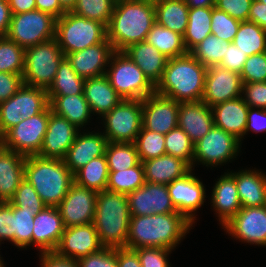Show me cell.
<instances>
[{"mask_svg": "<svg viewBox=\"0 0 266 267\" xmlns=\"http://www.w3.org/2000/svg\"><path fill=\"white\" fill-rule=\"evenodd\" d=\"M26 157L3 146L0 148V200L9 202L24 180Z\"/></svg>", "mask_w": 266, "mask_h": 267, "instance_id": "cell-27", "label": "cell"}, {"mask_svg": "<svg viewBox=\"0 0 266 267\" xmlns=\"http://www.w3.org/2000/svg\"><path fill=\"white\" fill-rule=\"evenodd\" d=\"M105 156L109 171L126 170L141 162L135 143L108 142Z\"/></svg>", "mask_w": 266, "mask_h": 267, "instance_id": "cell-40", "label": "cell"}, {"mask_svg": "<svg viewBox=\"0 0 266 267\" xmlns=\"http://www.w3.org/2000/svg\"><path fill=\"white\" fill-rule=\"evenodd\" d=\"M123 52L143 71L149 82L156 87L163 76L168 58L146 41L131 44Z\"/></svg>", "mask_w": 266, "mask_h": 267, "instance_id": "cell-26", "label": "cell"}, {"mask_svg": "<svg viewBox=\"0 0 266 267\" xmlns=\"http://www.w3.org/2000/svg\"><path fill=\"white\" fill-rule=\"evenodd\" d=\"M61 7L66 11V12H71L75 5L77 0H58Z\"/></svg>", "mask_w": 266, "mask_h": 267, "instance_id": "cell-67", "label": "cell"}, {"mask_svg": "<svg viewBox=\"0 0 266 267\" xmlns=\"http://www.w3.org/2000/svg\"><path fill=\"white\" fill-rule=\"evenodd\" d=\"M64 57L55 38L26 48L24 84L48 90Z\"/></svg>", "mask_w": 266, "mask_h": 267, "instance_id": "cell-8", "label": "cell"}, {"mask_svg": "<svg viewBox=\"0 0 266 267\" xmlns=\"http://www.w3.org/2000/svg\"><path fill=\"white\" fill-rule=\"evenodd\" d=\"M79 267H118L116 249L103 248L77 260Z\"/></svg>", "mask_w": 266, "mask_h": 267, "instance_id": "cell-53", "label": "cell"}, {"mask_svg": "<svg viewBox=\"0 0 266 267\" xmlns=\"http://www.w3.org/2000/svg\"><path fill=\"white\" fill-rule=\"evenodd\" d=\"M49 106L41 113L22 120L2 136V146L26 156L38 155L47 131Z\"/></svg>", "mask_w": 266, "mask_h": 267, "instance_id": "cell-11", "label": "cell"}, {"mask_svg": "<svg viewBox=\"0 0 266 267\" xmlns=\"http://www.w3.org/2000/svg\"><path fill=\"white\" fill-rule=\"evenodd\" d=\"M145 182L168 185L187 175L191 166L180 158L164 154L143 161Z\"/></svg>", "mask_w": 266, "mask_h": 267, "instance_id": "cell-28", "label": "cell"}, {"mask_svg": "<svg viewBox=\"0 0 266 267\" xmlns=\"http://www.w3.org/2000/svg\"><path fill=\"white\" fill-rule=\"evenodd\" d=\"M248 55L243 53L240 48L234 45L233 42L229 43L228 49L223 57L221 67L227 68L230 71L241 73L247 60Z\"/></svg>", "mask_w": 266, "mask_h": 267, "instance_id": "cell-57", "label": "cell"}, {"mask_svg": "<svg viewBox=\"0 0 266 267\" xmlns=\"http://www.w3.org/2000/svg\"><path fill=\"white\" fill-rule=\"evenodd\" d=\"M41 267H79L77 260L59 256L56 252H42Z\"/></svg>", "mask_w": 266, "mask_h": 267, "instance_id": "cell-60", "label": "cell"}, {"mask_svg": "<svg viewBox=\"0 0 266 267\" xmlns=\"http://www.w3.org/2000/svg\"><path fill=\"white\" fill-rule=\"evenodd\" d=\"M56 18L37 9L12 14L6 37L23 48L55 38Z\"/></svg>", "mask_w": 266, "mask_h": 267, "instance_id": "cell-9", "label": "cell"}, {"mask_svg": "<svg viewBox=\"0 0 266 267\" xmlns=\"http://www.w3.org/2000/svg\"><path fill=\"white\" fill-rule=\"evenodd\" d=\"M145 41L153 45L168 59L187 53L183 43V36L159 25L157 22L149 31Z\"/></svg>", "mask_w": 266, "mask_h": 267, "instance_id": "cell-36", "label": "cell"}, {"mask_svg": "<svg viewBox=\"0 0 266 267\" xmlns=\"http://www.w3.org/2000/svg\"><path fill=\"white\" fill-rule=\"evenodd\" d=\"M14 214V244L18 248L32 245L34 217L32 212L23 211L13 206Z\"/></svg>", "mask_w": 266, "mask_h": 267, "instance_id": "cell-48", "label": "cell"}, {"mask_svg": "<svg viewBox=\"0 0 266 267\" xmlns=\"http://www.w3.org/2000/svg\"><path fill=\"white\" fill-rule=\"evenodd\" d=\"M233 43L248 56L266 52V30L256 23L243 21L239 25Z\"/></svg>", "mask_w": 266, "mask_h": 267, "instance_id": "cell-39", "label": "cell"}, {"mask_svg": "<svg viewBox=\"0 0 266 267\" xmlns=\"http://www.w3.org/2000/svg\"><path fill=\"white\" fill-rule=\"evenodd\" d=\"M237 185L242 207L266 206V175L258 170L230 173Z\"/></svg>", "mask_w": 266, "mask_h": 267, "instance_id": "cell-31", "label": "cell"}, {"mask_svg": "<svg viewBox=\"0 0 266 267\" xmlns=\"http://www.w3.org/2000/svg\"><path fill=\"white\" fill-rule=\"evenodd\" d=\"M179 103L152 94L142 100V128L166 135L178 126Z\"/></svg>", "mask_w": 266, "mask_h": 267, "instance_id": "cell-17", "label": "cell"}, {"mask_svg": "<svg viewBox=\"0 0 266 267\" xmlns=\"http://www.w3.org/2000/svg\"><path fill=\"white\" fill-rule=\"evenodd\" d=\"M2 240L14 243V214L9 202L0 204V241Z\"/></svg>", "mask_w": 266, "mask_h": 267, "instance_id": "cell-56", "label": "cell"}, {"mask_svg": "<svg viewBox=\"0 0 266 267\" xmlns=\"http://www.w3.org/2000/svg\"><path fill=\"white\" fill-rule=\"evenodd\" d=\"M25 48L6 36H0V72L23 76Z\"/></svg>", "mask_w": 266, "mask_h": 267, "instance_id": "cell-43", "label": "cell"}, {"mask_svg": "<svg viewBox=\"0 0 266 267\" xmlns=\"http://www.w3.org/2000/svg\"><path fill=\"white\" fill-rule=\"evenodd\" d=\"M118 267H142L137 251L128 247L116 248Z\"/></svg>", "mask_w": 266, "mask_h": 267, "instance_id": "cell-61", "label": "cell"}, {"mask_svg": "<svg viewBox=\"0 0 266 267\" xmlns=\"http://www.w3.org/2000/svg\"><path fill=\"white\" fill-rule=\"evenodd\" d=\"M35 2L37 10L48 13L56 19L66 13L58 0H35Z\"/></svg>", "mask_w": 266, "mask_h": 267, "instance_id": "cell-63", "label": "cell"}, {"mask_svg": "<svg viewBox=\"0 0 266 267\" xmlns=\"http://www.w3.org/2000/svg\"><path fill=\"white\" fill-rule=\"evenodd\" d=\"M223 228L242 242L266 246V206L241 207Z\"/></svg>", "mask_w": 266, "mask_h": 267, "instance_id": "cell-16", "label": "cell"}, {"mask_svg": "<svg viewBox=\"0 0 266 267\" xmlns=\"http://www.w3.org/2000/svg\"><path fill=\"white\" fill-rule=\"evenodd\" d=\"M9 203L23 209V211L32 212L34 215L46 207L36 190L26 179L20 183Z\"/></svg>", "mask_w": 266, "mask_h": 267, "instance_id": "cell-47", "label": "cell"}, {"mask_svg": "<svg viewBox=\"0 0 266 267\" xmlns=\"http://www.w3.org/2000/svg\"><path fill=\"white\" fill-rule=\"evenodd\" d=\"M83 94L91 112L101 115L110 112L123 98L115 91L106 75L86 79Z\"/></svg>", "mask_w": 266, "mask_h": 267, "instance_id": "cell-30", "label": "cell"}, {"mask_svg": "<svg viewBox=\"0 0 266 267\" xmlns=\"http://www.w3.org/2000/svg\"><path fill=\"white\" fill-rule=\"evenodd\" d=\"M102 118L108 142L135 143L142 129V100L123 99Z\"/></svg>", "mask_w": 266, "mask_h": 267, "instance_id": "cell-10", "label": "cell"}, {"mask_svg": "<svg viewBox=\"0 0 266 267\" xmlns=\"http://www.w3.org/2000/svg\"><path fill=\"white\" fill-rule=\"evenodd\" d=\"M242 79L237 72L215 65L207 67L202 101L208 106L242 96Z\"/></svg>", "mask_w": 266, "mask_h": 267, "instance_id": "cell-14", "label": "cell"}, {"mask_svg": "<svg viewBox=\"0 0 266 267\" xmlns=\"http://www.w3.org/2000/svg\"><path fill=\"white\" fill-rule=\"evenodd\" d=\"M190 223L178 212L131 216L125 247L139 249L159 247L173 250L191 229Z\"/></svg>", "mask_w": 266, "mask_h": 267, "instance_id": "cell-1", "label": "cell"}, {"mask_svg": "<svg viewBox=\"0 0 266 267\" xmlns=\"http://www.w3.org/2000/svg\"><path fill=\"white\" fill-rule=\"evenodd\" d=\"M230 42L215 35H208L190 53L205 67L219 65L225 56Z\"/></svg>", "mask_w": 266, "mask_h": 267, "instance_id": "cell-42", "label": "cell"}, {"mask_svg": "<svg viewBox=\"0 0 266 267\" xmlns=\"http://www.w3.org/2000/svg\"><path fill=\"white\" fill-rule=\"evenodd\" d=\"M212 190V205L219 214L222 227L241 209L235 178L228 172L222 175Z\"/></svg>", "mask_w": 266, "mask_h": 267, "instance_id": "cell-29", "label": "cell"}, {"mask_svg": "<svg viewBox=\"0 0 266 267\" xmlns=\"http://www.w3.org/2000/svg\"><path fill=\"white\" fill-rule=\"evenodd\" d=\"M252 2L253 0H215V7L243 22L248 21Z\"/></svg>", "mask_w": 266, "mask_h": 267, "instance_id": "cell-54", "label": "cell"}, {"mask_svg": "<svg viewBox=\"0 0 266 267\" xmlns=\"http://www.w3.org/2000/svg\"><path fill=\"white\" fill-rule=\"evenodd\" d=\"M131 216H147L177 212L167 185L145 182L135 191L127 194Z\"/></svg>", "mask_w": 266, "mask_h": 267, "instance_id": "cell-15", "label": "cell"}, {"mask_svg": "<svg viewBox=\"0 0 266 267\" xmlns=\"http://www.w3.org/2000/svg\"><path fill=\"white\" fill-rule=\"evenodd\" d=\"M239 146H241L240 140L233 134L213 126L194 144L193 165L197 161L213 167L226 163L237 156Z\"/></svg>", "mask_w": 266, "mask_h": 267, "instance_id": "cell-12", "label": "cell"}, {"mask_svg": "<svg viewBox=\"0 0 266 267\" xmlns=\"http://www.w3.org/2000/svg\"><path fill=\"white\" fill-rule=\"evenodd\" d=\"M108 66L105 75L123 99L143 100L155 93L143 71L123 51H115Z\"/></svg>", "mask_w": 266, "mask_h": 267, "instance_id": "cell-7", "label": "cell"}, {"mask_svg": "<svg viewBox=\"0 0 266 267\" xmlns=\"http://www.w3.org/2000/svg\"><path fill=\"white\" fill-rule=\"evenodd\" d=\"M146 3L152 4V5H156L159 4L161 2H165L166 0H144Z\"/></svg>", "mask_w": 266, "mask_h": 267, "instance_id": "cell-68", "label": "cell"}, {"mask_svg": "<svg viewBox=\"0 0 266 267\" xmlns=\"http://www.w3.org/2000/svg\"><path fill=\"white\" fill-rule=\"evenodd\" d=\"M33 223L32 245L41 253L55 252L65 229L58 208L46 206L35 215Z\"/></svg>", "mask_w": 266, "mask_h": 267, "instance_id": "cell-22", "label": "cell"}, {"mask_svg": "<svg viewBox=\"0 0 266 267\" xmlns=\"http://www.w3.org/2000/svg\"><path fill=\"white\" fill-rule=\"evenodd\" d=\"M156 23L155 6L144 0H117L107 26V39L115 51L142 42Z\"/></svg>", "mask_w": 266, "mask_h": 267, "instance_id": "cell-2", "label": "cell"}, {"mask_svg": "<svg viewBox=\"0 0 266 267\" xmlns=\"http://www.w3.org/2000/svg\"><path fill=\"white\" fill-rule=\"evenodd\" d=\"M11 13L19 14L36 9L35 0H7Z\"/></svg>", "mask_w": 266, "mask_h": 267, "instance_id": "cell-65", "label": "cell"}, {"mask_svg": "<svg viewBox=\"0 0 266 267\" xmlns=\"http://www.w3.org/2000/svg\"><path fill=\"white\" fill-rule=\"evenodd\" d=\"M79 129L66 118L52 112L49 105V121L38 156L63 160L75 141Z\"/></svg>", "mask_w": 266, "mask_h": 267, "instance_id": "cell-19", "label": "cell"}, {"mask_svg": "<svg viewBox=\"0 0 266 267\" xmlns=\"http://www.w3.org/2000/svg\"><path fill=\"white\" fill-rule=\"evenodd\" d=\"M240 75L242 83L266 82V52L248 56Z\"/></svg>", "mask_w": 266, "mask_h": 267, "instance_id": "cell-50", "label": "cell"}, {"mask_svg": "<svg viewBox=\"0 0 266 267\" xmlns=\"http://www.w3.org/2000/svg\"><path fill=\"white\" fill-rule=\"evenodd\" d=\"M241 21L229 16L226 12L212 7L211 34L227 42H233Z\"/></svg>", "mask_w": 266, "mask_h": 267, "instance_id": "cell-49", "label": "cell"}, {"mask_svg": "<svg viewBox=\"0 0 266 267\" xmlns=\"http://www.w3.org/2000/svg\"><path fill=\"white\" fill-rule=\"evenodd\" d=\"M103 248L92 222L66 227L55 252L59 256L78 260Z\"/></svg>", "mask_w": 266, "mask_h": 267, "instance_id": "cell-20", "label": "cell"}, {"mask_svg": "<svg viewBox=\"0 0 266 267\" xmlns=\"http://www.w3.org/2000/svg\"><path fill=\"white\" fill-rule=\"evenodd\" d=\"M23 84V76L19 74L0 72V102L12 97L23 86Z\"/></svg>", "mask_w": 266, "mask_h": 267, "instance_id": "cell-58", "label": "cell"}, {"mask_svg": "<svg viewBox=\"0 0 266 267\" xmlns=\"http://www.w3.org/2000/svg\"><path fill=\"white\" fill-rule=\"evenodd\" d=\"M24 179L49 207H57L74 183V175L63 160L38 155L26 156Z\"/></svg>", "mask_w": 266, "mask_h": 267, "instance_id": "cell-5", "label": "cell"}, {"mask_svg": "<svg viewBox=\"0 0 266 267\" xmlns=\"http://www.w3.org/2000/svg\"><path fill=\"white\" fill-rule=\"evenodd\" d=\"M115 52L108 39L81 51L66 54L73 70L84 80L106 74L110 58Z\"/></svg>", "mask_w": 266, "mask_h": 267, "instance_id": "cell-21", "label": "cell"}, {"mask_svg": "<svg viewBox=\"0 0 266 267\" xmlns=\"http://www.w3.org/2000/svg\"><path fill=\"white\" fill-rule=\"evenodd\" d=\"M48 106L49 99L46 89L23 84L15 93V110L22 120L43 112Z\"/></svg>", "mask_w": 266, "mask_h": 267, "instance_id": "cell-35", "label": "cell"}, {"mask_svg": "<svg viewBox=\"0 0 266 267\" xmlns=\"http://www.w3.org/2000/svg\"><path fill=\"white\" fill-rule=\"evenodd\" d=\"M97 193L75 182L71 185L68 193L57 206L65 228L94 221Z\"/></svg>", "mask_w": 266, "mask_h": 267, "instance_id": "cell-13", "label": "cell"}, {"mask_svg": "<svg viewBox=\"0 0 266 267\" xmlns=\"http://www.w3.org/2000/svg\"><path fill=\"white\" fill-rule=\"evenodd\" d=\"M166 154L180 158L193 168L194 143L179 126L165 135Z\"/></svg>", "mask_w": 266, "mask_h": 267, "instance_id": "cell-45", "label": "cell"}, {"mask_svg": "<svg viewBox=\"0 0 266 267\" xmlns=\"http://www.w3.org/2000/svg\"><path fill=\"white\" fill-rule=\"evenodd\" d=\"M178 126L195 144L214 126L211 107L202 100L179 103Z\"/></svg>", "mask_w": 266, "mask_h": 267, "instance_id": "cell-24", "label": "cell"}, {"mask_svg": "<svg viewBox=\"0 0 266 267\" xmlns=\"http://www.w3.org/2000/svg\"><path fill=\"white\" fill-rule=\"evenodd\" d=\"M1 258V257H0ZM3 261L0 259V267H5L4 264L2 263Z\"/></svg>", "mask_w": 266, "mask_h": 267, "instance_id": "cell-69", "label": "cell"}, {"mask_svg": "<svg viewBox=\"0 0 266 267\" xmlns=\"http://www.w3.org/2000/svg\"><path fill=\"white\" fill-rule=\"evenodd\" d=\"M55 39L66 55L104 42L107 39V26L66 12L56 20Z\"/></svg>", "mask_w": 266, "mask_h": 267, "instance_id": "cell-6", "label": "cell"}, {"mask_svg": "<svg viewBox=\"0 0 266 267\" xmlns=\"http://www.w3.org/2000/svg\"><path fill=\"white\" fill-rule=\"evenodd\" d=\"M117 0H77L74 14L108 26Z\"/></svg>", "mask_w": 266, "mask_h": 267, "instance_id": "cell-44", "label": "cell"}, {"mask_svg": "<svg viewBox=\"0 0 266 267\" xmlns=\"http://www.w3.org/2000/svg\"><path fill=\"white\" fill-rule=\"evenodd\" d=\"M142 267H170L167 255L171 252L167 248L147 247L135 249Z\"/></svg>", "mask_w": 266, "mask_h": 267, "instance_id": "cell-52", "label": "cell"}, {"mask_svg": "<svg viewBox=\"0 0 266 267\" xmlns=\"http://www.w3.org/2000/svg\"><path fill=\"white\" fill-rule=\"evenodd\" d=\"M135 145L141 162L166 154L165 135L145 128L137 135Z\"/></svg>", "mask_w": 266, "mask_h": 267, "instance_id": "cell-46", "label": "cell"}, {"mask_svg": "<svg viewBox=\"0 0 266 267\" xmlns=\"http://www.w3.org/2000/svg\"><path fill=\"white\" fill-rule=\"evenodd\" d=\"M156 22L184 35L188 25L189 7L184 0H166L155 5Z\"/></svg>", "mask_w": 266, "mask_h": 267, "instance_id": "cell-33", "label": "cell"}, {"mask_svg": "<svg viewBox=\"0 0 266 267\" xmlns=\"http://www.w3.org/2000/svg\"><path fill=\"white\" fill-rule=\"evenodd\" d=\"M248 108L242 97L214 105L211 107L214 126L233 134L241 142L245 135Z\"/></svg>", "mask_w": 266, "mask_h": 267, "instance_id": "cell-25", "label": "cell"}, {"mask_svg": "<svg viewBox=\"0 0 266 267\" xmlns=\"http://www.w3.org/2000/svg\"><path fill=\"white\" fill-rule=\"evenodd\" d=\"M258 1L261 2V3L266 4V0H258Z\"/></svg>", "mask_w": 266, "mask_h": 267, "instance_id": "cell-71", "label": "cell"}, {"mask_svg": "<svg viewBox=\"0 0 266 267\" xmlns=\"http://www.w3.org/2000/svg\"><path fill=\"white\" fill-rule=\"evenodd\" d=\"M242 95L243 101L249 107L266 110V82L243 83Z\"/></svg>", "mask_w": 266, "mask_h": 267, "instance_id": "cell-51", "label": "cell"}, {"mask_svg": "<svg viewBox=\"0 0 266 267\" xmlns=\"http://www.w3.org/2000/svg\"><path fill=\"white\" fill-rule=\"evenodd\" d=\"M109 167L105 155L92 159L74 174L77 185L100 192L106 190Z\"/></svg>", "mask_w": 266, "mask_h": 267, "instance_id": "cell-37", "label": "cell"}, {"mask_svg": "<svg viewBox=\"0 0 266 267\" xmlns=\"http://www.w3.org/2000/svg\"><path fill=\"white\" fill-rule=\"evenodd\" d=\"M22 121L15 110V94L8 100L0 102V135L3 136L9 129Z\"/></svg>", "mask_w": 266, "mask_h": 267, "instance_id": "cell-55", "label": "cell"}, {"mask_svg": "<svg viewBox=\"0 0 266 267\" xmlns=\"http://www.w3.org/2000/svg\"><path fill=\"white\" fill-rule=\"evenodd\" d=\"M212 7L189 8L188 25L183 35L187 52H191L204 38L211 35Z\"/></svg>", "mask_w": 266, "mask_h": 267, "instance_id": "cell-34", "label": "cell"}, {"mask_svg": "<svg viewBox=\"0 0 266 267\" xmlns=\"http://www.w3.org/2000/svg\"><path fill=\"white\" fill-rule=\"evenodd\" d=\"M248 21L256 23L259 27L266 30V4L253 0Z\"/></svg>", "mask_w": 266, "mask_h": 267, "instance_id": "cell-62", "label": "cell"}, {"mask_svg": "<svg viewBox=\"0 0 266 267\" xmlns=\"http://www.w3.org/2000/svg\"><path fill=\"white\" fill-rule=\"evenodd\" d=\"M79 133L63 159L73 175L92 159L105 155L108 144L103 133Z\"/></svg>", "mask_w": 266, "mask_h": 267, "instance_id": "cell-23", "label": "cell"}, {"mask_svg": "<svg viewBox=\"0 0 266 267\" xmlns=\"http://www.w3.org/2000/svg\"><path fill=\"white\" fill-rule=\"evenodd\" d=\"M12 13L7 0H0V36H6Z\"/></svg>", "mask_w": 266, "mask_h": 267, "instance_id": "cell-64", "label": "cell"}, {"mask_svg": "<svg viewBox=\"0 0 266 267\" xmlns=\"http://www.w3.org/2000/svg\"><path fill=\"white\" fill-rule=\"evenodd\" d=\"M144 183V166L140 162L136 166L126 170L109 171L106 189L113 192L129 194L142 187Z\"/></svg>", "mask_w": 266, "mask_h": 267, "instance_id": "cell-41", "label": "cell"}, {"mask_svg": "<svg viewBox=\"0 0 266 267\" xmlns=\"http://www.w3.org/2000/svg\"><path fill=\"white\" fill-rule=\"evenodd\" d=\"M130 217L127 194L107 189L97 193L93 224L104 248L126 246Z\"/></svg>", "mask_w": 266, "mask_h": 267, "instance_id": "cell-4", "label": "cell"}, {"mask_svg": "<svg viewBox=\"0 0 266 267\" xmlns=\"http://www.w3.org/2000/svg\"><path fill=\"white\" fill-rule=\"evenodd\" d=\"M2 146V136L0 135V148Z\"/></svg>", "mask_w": 266, "mask_h": 267, "instance_id": "cell-70", "label": "cell"}, {"mask_svg": "<svg viewBox=\"0 0 266 267\" xmlns=\"http://www.w3.org/2000/svg\"><path fill=\"white\" fill-rule=\"evenodd\" d=\"M189 8L215 7V0H184Z\"/></svg>", "mask_w": 266, "mask_h": 267, "instance_id": "cell-66", "label": "cell"}, {"mask_svg": "<svg viewBox=\"0 0 266 267\" xmlns=\"http://www.w3.org/2000/svg\"><path fill=\"white\" fill-rule=\"evenodd\" d=\"M85 80L72 68L66 57L62 59L54 82L47 90L48 96H68L83 94Z\"/></svg>", "mask_w": 266, "mask_h": 267, "instance_id": "cell-38", "label": "cell"}, {"mask_svg": "<svg viewBox=\"0 0 266 267\" xmlns=\"http://www.w3.org/2000/svg\"><path fill=\"white\" fill-rule=\"evenodd\" d=\"M262 132L266 131V110L259 109L255 111V108L249 107L247 114V123L245 128V134L248 131Z\"/></svg>", "mask_w": 266, "mask_h": 267, "instance_id": "cell-59", "label": "cell"}, {"mask_svg": "<svg viewBox=\"0 0 266 267\" xmlns=\"http://www.w3.org/2000/svg\"><path fill=\"white\" fill-rule=\"evenodd\" d=\"M207 67L190 52L168 59L155 93L178 103L202 100Z\"/></svg>", "mask_w": 266, "mask_h": 267, "instance_id": "cell-3", "label": "cell"}, {"mask_svg": "<svg viewBox=\"0 0 266 267\" xmlns=\"http://www.w3.org/2000/svg\"><path fill=\"white\" fill-rule=\"evenodd\" d=\"M175 179L167 185L169 196L177 212L182 214L190 223H195V213L205 200V187L203 183L192 174Z\"/></svg>", "mask_w": 266, "mask_h": 267, "instance_id": "cell-18", "label": "cell"}, {"mask_svg": "<svg viewBox=\"0 0 266 267\" xmlns=\"http://www.w3.org/2000/svg\"><path fill=\"white\" fill-rule=\"evenodd\" d=\"M52 112L66 118L78 129L85 126L92 114L84 94L68 96H48Z\"/></svg>", "mask_w": 266, "mask_h": 267, "instance_id": "cell-32", "label": "cell"}]
</instances>
